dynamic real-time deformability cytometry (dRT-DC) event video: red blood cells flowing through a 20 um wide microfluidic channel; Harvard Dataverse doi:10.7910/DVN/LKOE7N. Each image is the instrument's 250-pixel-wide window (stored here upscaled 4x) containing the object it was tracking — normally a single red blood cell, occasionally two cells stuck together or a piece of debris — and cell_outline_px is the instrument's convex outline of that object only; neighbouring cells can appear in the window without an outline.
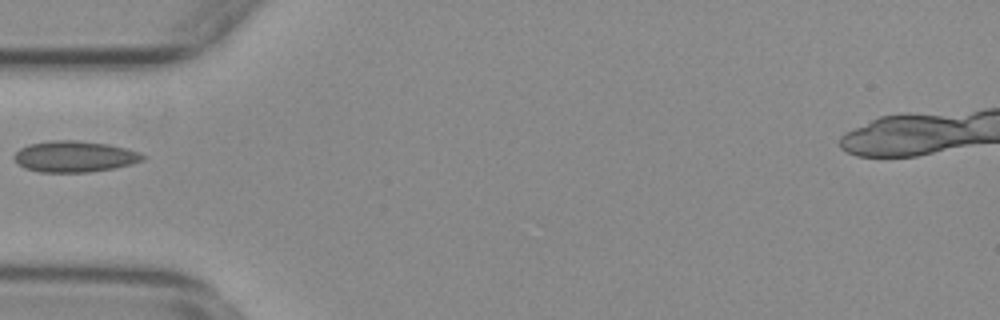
{"species": "common noctule bat (a hibernating species)", "species_latin": "Nyctalus noctula", "temperature_condition": "warm", "stored_images_in_passage": 37, "camera_frame_rate_fps": 3000, "um_per_image_px": 0.085, "animal": {"sex": "female", "body_mass_g": 29.2, "forearm_length_mm": 56.3}, "frame": {"image": 1, "passage_image": 1, "time_ms": 0.0, "image_size_px": [1000, 320], "cell_outline_px": [[148, 156], [144, 160], [132, 164], [116, 168], [88, 172], [40, 172], [24, 168], [12, 156], [20, 148], [28, 144], [52, 140], [76, 140], [108, 144], [140, 152]], "centroid_in_image_um": [6.37, 13.3], "position_along_channel_um": 78.6, "area_um2": 23.47}}